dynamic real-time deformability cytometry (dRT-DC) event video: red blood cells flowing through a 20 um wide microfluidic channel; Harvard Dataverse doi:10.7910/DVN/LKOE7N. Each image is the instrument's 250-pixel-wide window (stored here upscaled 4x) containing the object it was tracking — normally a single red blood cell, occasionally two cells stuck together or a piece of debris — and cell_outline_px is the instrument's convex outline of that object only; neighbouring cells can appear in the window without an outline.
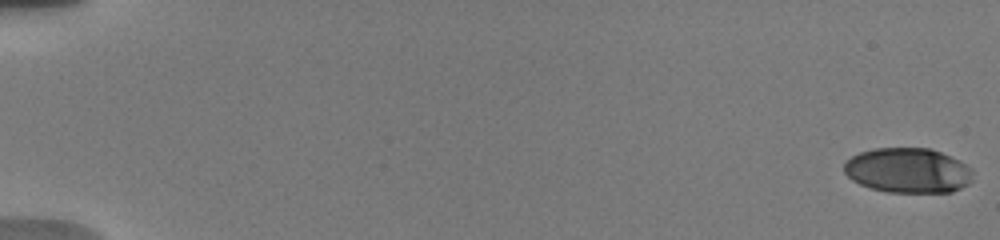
{"species": "human", "species_latin": "Homo sapiens", "temperature_condition": "warm", "stored_images_in_passage": 34, "camera_frame_rate_fps": 3000, "um_per_image_px": 0.085, "donor": {"sex": "male"}, "frame": {"image": 1, "passage_image": 1, "time_ms": 0.0, "image_size_px": [1000, 240], "cell_outline_px": [[972, 180], [968, 184], [952, 192], [888, 192], [872, 188], [860, 184], [852, 180], [844, 172], [844, 164], [852, 156], [860, 152], [876, 148], [928, 148], [940, 152], [960, 160], [972, 168]], "centroid_in_image_um": [77.19, 14.49], "position_along_channel_um": 7.8, "area_um2": 33.7}}
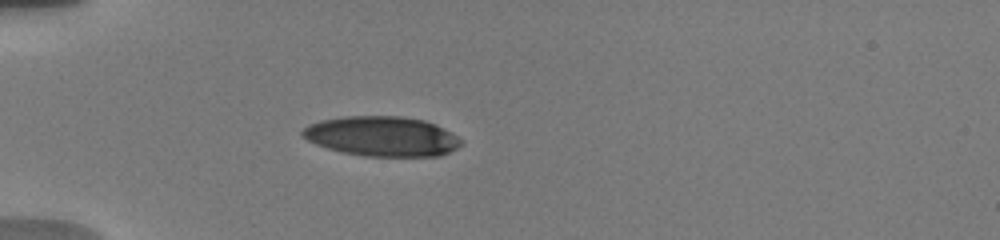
{"frame": {"image": 2, "passage_image": 26, "time_ms": 5.667, "image_size_px": [1000, 240], "cell_outline_px": [[464, 144], [440, 156], [364, 156], [344, 152], [328, 148], [316, 144], [300, 136], [300, 132], [308, 124], [320, 120], [344, 116], [400, 116], [424, 120], [436, 124], [452, 132], [464, 140]], "centroid_in_image_um": [32.49, 11.58], "position_along_channel_um": 52.5, "area_um2": 37.11}}
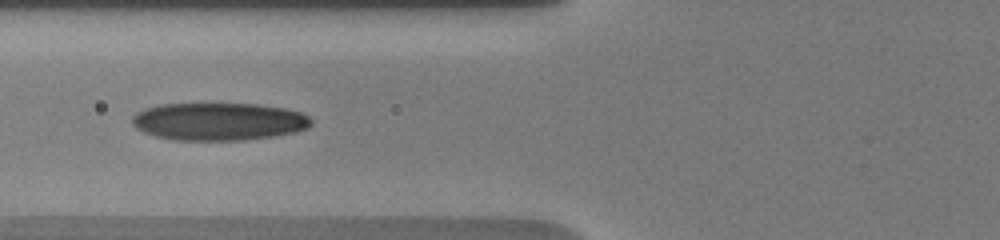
{"frame": {"image": 3, "passage_image": 33, "time_ms": 7.667, "image_size_px": [1000, 240], "cell_outline_px": [[312, 124], [308, 128], [296, 132], [272, 136], [244, 140], [176, 140], [156, 136], [144, 132], [136, 128], [132, 124], [132, 116], [136, 112], [144, 108], [160, 104], [256, 104], [284, 108], [300, 112], [308, 116], [312, 120]], "centroid_in_image_um": [18.58, 10.33], "position_along_channel_um": 107.2, "area_um2": 39.36}}